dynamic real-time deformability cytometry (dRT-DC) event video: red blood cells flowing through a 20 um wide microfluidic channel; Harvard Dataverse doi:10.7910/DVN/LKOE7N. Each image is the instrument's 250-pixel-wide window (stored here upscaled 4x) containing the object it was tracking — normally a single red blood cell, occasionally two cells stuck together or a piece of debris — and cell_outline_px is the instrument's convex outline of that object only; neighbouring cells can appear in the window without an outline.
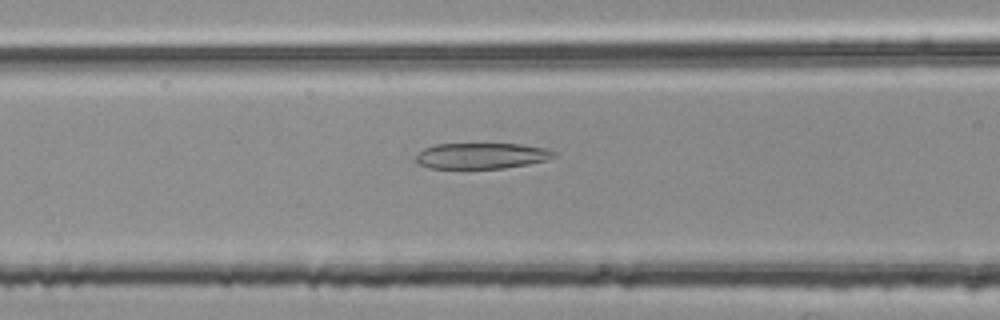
{"species": "common noctule bat (a hibernating species)", "species_latin": "Nyctalus noctula", "temperature_condition": "room temperature", "stored_images_in_passage": 34, "camera_frame_rate_fps": 3000, "um_per_image_px": 0.085, "animal": {"sex": "female", "body_mass_g": 25.1}, "frame": {"image": 1, "passage_image": 7, "time_ms": 2.0, "image_size_px": [1000, 320], "cell_outline_px": [[556, 156], [548, 160], [528, 164], [504, 168], [428, 168], [420, 164], [416, 160], [416, 156], [424, 148], [436, 144], [520, 144], [548, 148], [556, 152]], "centroid_in_image_um": [40.98, 13.24], "position_along_channel_um": 125.6, "area_um2": 20.81}}
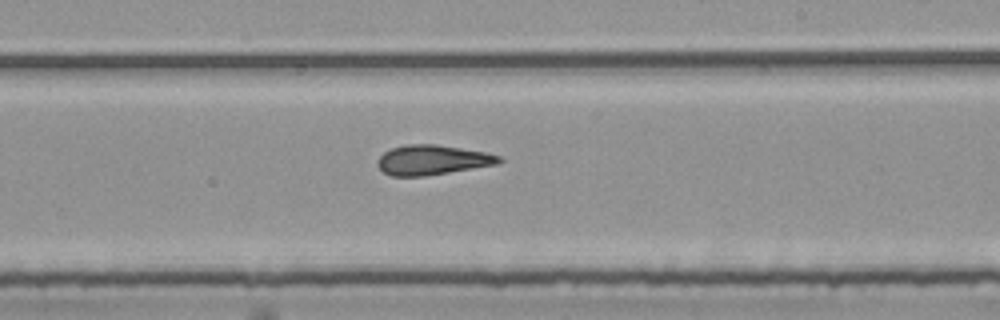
{"frame": {"image": 2, "passage_image": 17, "time_ms": 5.333, "image_size_px": [1000, 320], "cell_outline_px": [[504, 160], [496, 164], [424, 176], [392, 176], [384, 172], [376, 164], [376, 160], [384, 152], [392, 148], [408, 144], [436, 144], [484, 152], [500, 156]], "centroid_in_image_um": [36.71, 13.59], "position_along_channel_um": 252.3, "area_um2": 20.87}}
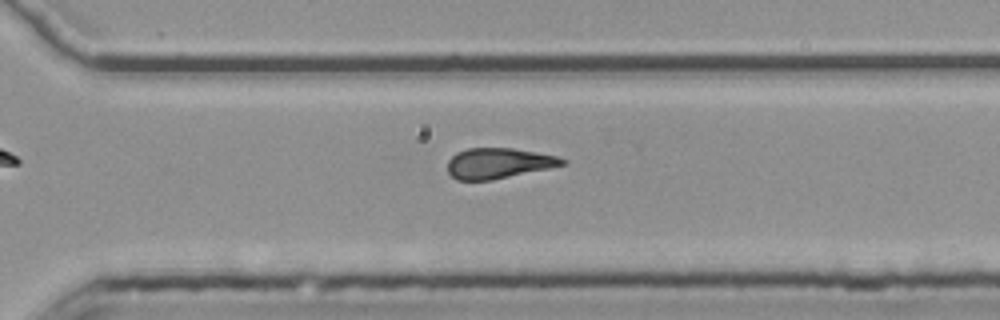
{"frame": {"image": 3, "passage_image": 23, "time_ms": 7.333, "image_size_px": [1000, 320], "cell_outline_px": [[568, 164], [492, 180], [456, 180], [448, 172], [448, 160], [456, 152], [468, 148], [512, 148], [536, 152], [556, 156], [568, 160]], "centroid_in_image_um": [42.38, 13.87], "position_along_channel_um": 328.2, "area_um2": 20.4}}